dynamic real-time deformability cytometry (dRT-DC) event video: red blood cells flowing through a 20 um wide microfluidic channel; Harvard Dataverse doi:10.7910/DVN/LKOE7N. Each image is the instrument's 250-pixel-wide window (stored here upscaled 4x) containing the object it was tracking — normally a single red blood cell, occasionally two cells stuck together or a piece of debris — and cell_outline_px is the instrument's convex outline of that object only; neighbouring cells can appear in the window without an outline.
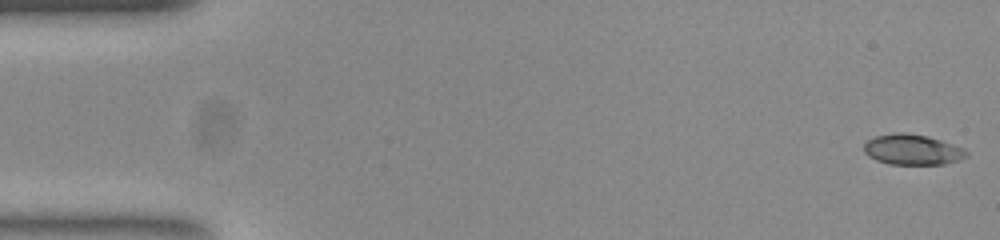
{"species": "common noctule bat (a hibernating species)", "species_latin": "Nyctalus noctula", "temperature_condition": "room temperature", "stored_images_in_passage": 53, "camera_frame_rate_fps": 3000, "um_per_image_px": 0.085, "animal": {"sex": "female", "body_mass_g": 23.0, "forearm_length_mm": 53.4}, "frame": {"image": 1, "passage_image": 1, "time_ms": 0.0, "image_size_px": [1000, 240], "cell_outline_px": [[968, 156], [960, 160], [944, 164], [888, 164], [876, 160], [868, 156], [864, 152], [864, 144], [868, 140], [876, 136], [892, 132], [904, 132], [928, 136], [964, 148], [968, 152]], "centroid_in_image_um": [77.55, 12.71], "position_along_channel_um": 7.4, "area_um2": 18.32}}
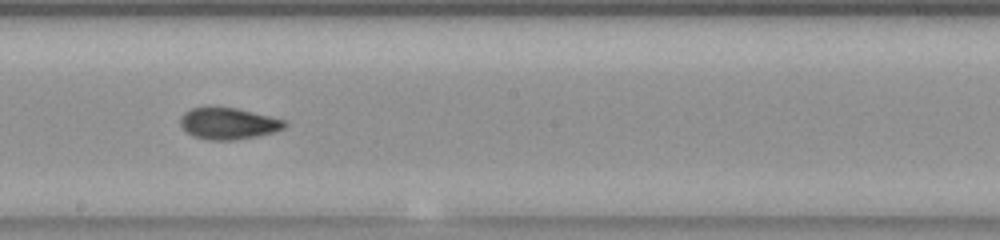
{"frame": {"image": 2, "passage_image": 29, "time_ms": 9.333, "image_size_px": [1000, 240], "cell_outline_px": [[288, 124], [284, 128], [276, 132], [256, 136], [232, 140], [208, 140], [192, 136], [180, 124], [180, 116], [184, 112], [192, 108], [236, 108], [288, 120]], "centroid_in_image_um": [19.45, 10.51], "position_along_channel_um": 228.7, "area_um2": 19.13}}
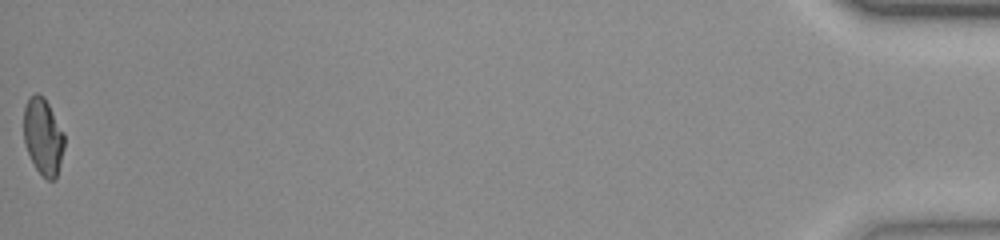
{"frame": {"image": 3, "passage_image": 53, "time_ms": 17.333, "image_size_px": [1000, 240], "cell_outline_px": [[64, 148], [56, 180], [48, 180], [36, 168], [24, 144], [24, 108], [28, 100], [36, 92], [44, 96], [64, 132]], "centroid_in_image_um": [3.68, 11.6], "position_along_channel_um": 431.5, "area_um2": 18.03}, "authors_computed_cell_mechanics": {"area_um2": 18.7272, "velocity_mm_per_s": 3.8449, "shape_relaxation_time_tau1_ms": null, "shape_relaxation_time_tau2_ms": 1.9955, "deformation_change_tau1": null, "deformation_change_tau2": 0.0696}}